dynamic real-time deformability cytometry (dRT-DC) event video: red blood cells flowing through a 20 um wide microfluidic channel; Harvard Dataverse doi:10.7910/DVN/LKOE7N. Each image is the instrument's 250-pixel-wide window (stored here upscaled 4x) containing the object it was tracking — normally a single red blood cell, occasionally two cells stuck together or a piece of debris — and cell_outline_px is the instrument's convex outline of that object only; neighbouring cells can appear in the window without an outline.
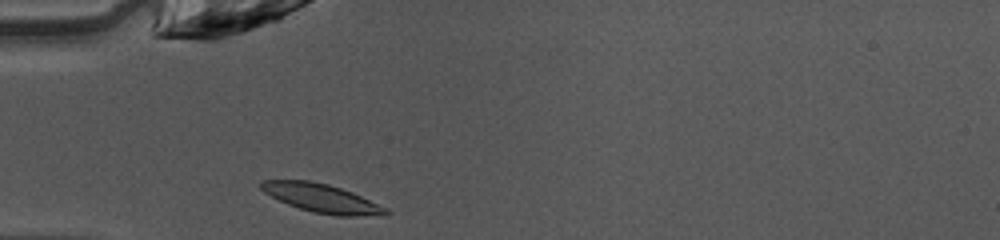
{"species": "common noctule bat (a hibernating species)", "species_latin": "Nyctalus noctula", "temperature_condition": "warm", "stored_images_in_passage": 35, "camera_frame_rate_fps": 3000, "um_per_image_px": 0.085, "animal": {"sex": "female", "body_mass_g": 10.0, "forearm_length_mm": 53.1}, "frame": {"image": 1, "passage_image": 1, "time_ms": 0.0, "image_size_px": [1000, 240], "cell_outline_px": [[388, 216], [336, 216], [312, 212], [288, 204], [264, 192], [260, 188], [260, 180], [308, 180], [328, 184], [352, 192], [388, 208]], "centroid_in_image_um": [27.39, 16.86], "position_along_channel_um": 57.6, "area_um2": 20.81}}
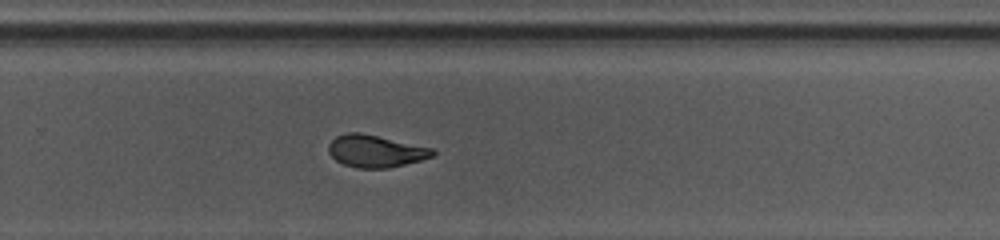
{"frame": {"image": 2, "passage_image": 19, "time_ms": 6.0, "image_size_px": [1000, 240], "cell_outline_px": [[436, 152], [432, 156], [420, 160], [388, 168], [356, 168], [344, 164], [336, 160], [328, 152], [328, 144], [336, 136], [348, 132], [360, 132], [436, 148]], "centroid_in_image_um": [31.93, 12.83], "position_along_channel_um": 297.9, "area_um2": 19.65}}
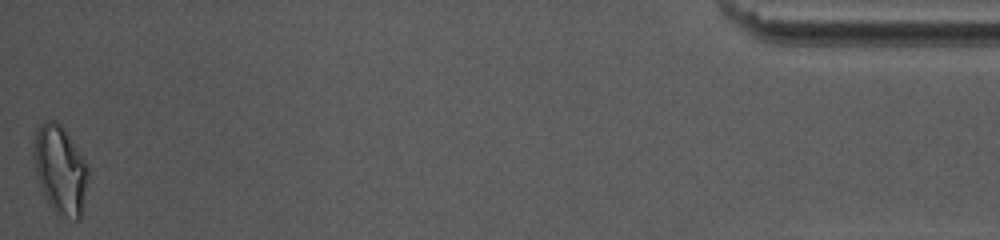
{"frame": {"image": 3, "passage_image": 35, "time_ms": 11.333, "image_size_px": [1000, 240], "cell_outline_px": [[88, 176], [80, 220], [76, 220], [56, 212], [48, 204], [40, 188], [32, 156], [32, 144], [36, 132], [40, 124], [44, 120], [56, 120], [64, 128], [84, 160], [88, 168]], "centroid_in_image_um": [5.08, 14.4], "position_along_channel_um": 430.1, "area_um2": 27.98}, "authors_computed_cell_mechanics": {"area_um2": 20.1722, "velocity_mm_per_s": 4.0893, "shape_relaxation_time_tau1_ms": 4.8766, "shape_relaxation_time_tau2_ms": 1.2488, "deformation_change_tau1": 0.1972, "deformation_change_tau2": 0.0589}}